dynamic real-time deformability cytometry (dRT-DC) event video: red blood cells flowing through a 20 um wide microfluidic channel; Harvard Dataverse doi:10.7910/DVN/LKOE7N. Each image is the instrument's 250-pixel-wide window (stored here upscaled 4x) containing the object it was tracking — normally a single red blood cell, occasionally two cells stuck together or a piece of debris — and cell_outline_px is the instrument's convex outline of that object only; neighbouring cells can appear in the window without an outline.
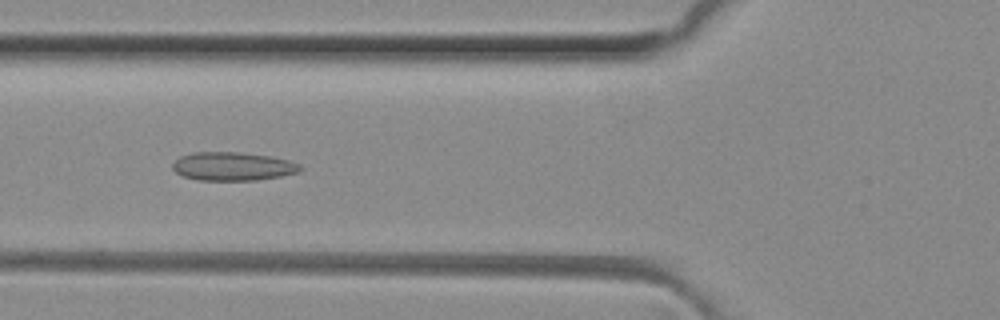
{"species": "common noctule bat (a hibernating species)", "species_latin": "Nyctalus noctula", "temperature_condition": "room temperature", "stored_images_in_passage": 47, "camera_frame_rate_fps": 3000, "um_per_image_px": 0.085, "animal": {"sex": "female", "body_mass_g": 29.2, "forearm_length_mm": 56.3}, "frame": {"image": 1, "passage_image": 15, "time_ms": 4.667, "image_size_px": [1000, 320], "cell_outline_px": [[304, 168], [300, 172], [280, 176], [256, 180], [196, 180], [184, 176], [176, 172], [172, 168], [172, 164], [180, 156], [192, 152], [240, 152], [268, 156], [288, 160], [300, 164]], "centroid_in_image_um": [19.79, 14.14], "position_along_channel_um": 106.0, "area_um2": 21.21}}
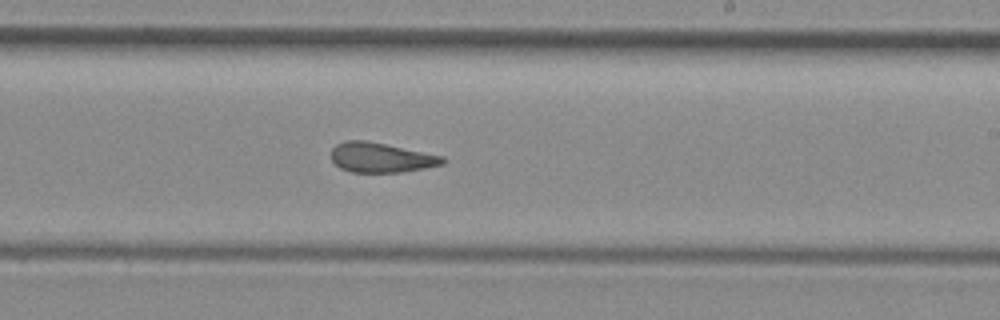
{"frame": {"image": 2, "passage_image": 26, "time_ms": 8.333, "image_size_px": [1000, 320], "cell_outline_px": [[448, 160], [444, 164], [424, 168], [400, 172], [352, 172], [340, 168], [332, 160], [332, 148], [336, 144], [344, 140], [364, 140], [444, 156]], "centroid_in_image_um": [32.39, 13.39], "position_along_channel_um": 256.6, "area_um2": 19.25}}
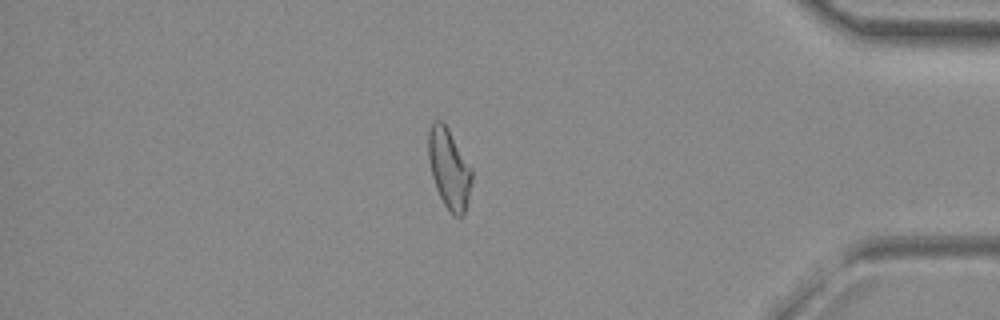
{"frame": {"image": 3, "passage_image": 39, "time_ms": 12.667, "image_size_px": [1000, 320], "cell_outline_px": [[472, 180], [464, 216], [452, 216], [444, 204], [436, 188], [432, 176], [428, 156], [428, 132], [432, 120], [440, 120], [448, 128], [472, 168]], "centroid_in_image_um": [38.17, 14.33], "position_along_channel_um": 397.0, "area_um2": 20.29}, "authors_computed_cell_mechanics": {"area_um2": 20.3456, "velocity_mm_per_s": 4.1039, "shape_relaxation_time_tau1_ms": null, "shape_relaxation_time_tau2_ms": 2.6314, "deformation_change_tau1": null, "deformation_change_tau2": 0.1093}}